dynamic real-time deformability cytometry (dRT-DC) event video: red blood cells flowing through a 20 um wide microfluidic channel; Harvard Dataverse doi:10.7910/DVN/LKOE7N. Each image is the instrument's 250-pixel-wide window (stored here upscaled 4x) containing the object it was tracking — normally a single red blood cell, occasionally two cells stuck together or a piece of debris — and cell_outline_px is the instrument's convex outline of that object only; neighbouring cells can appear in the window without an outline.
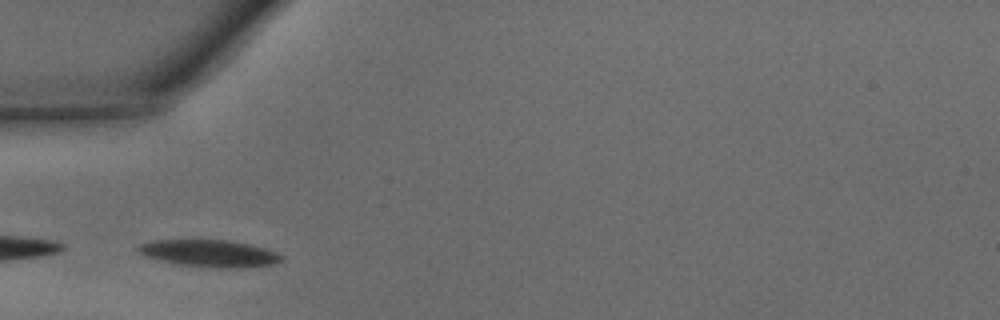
{"species": "common noctule bat (a hibernating species)", "species_latin": "Nyctalus noctula", "temperature_condition": "warm", "stored_images_in_passage": 11, "camera_frame_rate_fps": 3000, "um_per_image_px": 0.085, "animal": {"sex": "male", "body_mass_g": 15.6}, "frame": {"image": 1, "passage_image": 2, "time_ms": 0.333, "image_size_px": [1000, 320], "cell_outline_px": [[284, 260], [276, 264], [244, 268], [216, 268], [176, 264], [144, 256], [136, 248], [140, 244], [152, 240], [228, 240], [248, 244], [264, 248], [276, 252], [284, 256]], "centroid_in_image_um": [17.84, 21.55], "position_along_channel_um": 67.2, "area_um2": 22.77}}
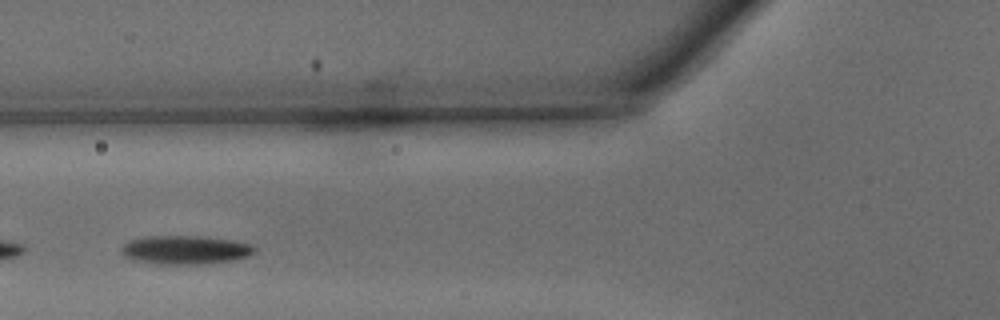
{"frame": {"image": 2, "passage_image": 5, "time_ms": 1.333, "image_size_px": [1000, 320], "cell_outline_px": [[256, 252], [248, 256], [236, 260], [200, 264], [156, 264], [136, 260], [124, 256], [120, 252], [120, 248], [124, 244], [132, 240], [144, 236], [200, 236], [232, 240], [252, 244], [256, 248]], "centroid_in_image_um": [15.77, 21.24], "position_along_channel_um": 110.0, "area_um2": 22.37}}
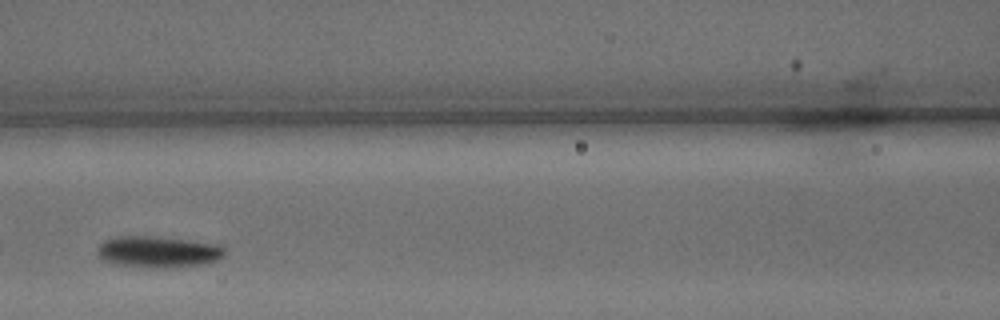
{"frame": {"image": 3, "passage_image": 8, "time_ms": 2.333, "image_size_px": [1000, 320], "cell_outline_px": [[224, 256], [216, 260], [200, 264], [160, 268], [148, 268], [112, 264], [100, 260], [96, 248], [104, 240], [116, 236], [148, 236], [188, 240], [220, 244], [224, 248]], "centroid_in_image_um": [13.37, 21.41], "position_along_channel_um": 153.2, "area_um2": 23.41}}